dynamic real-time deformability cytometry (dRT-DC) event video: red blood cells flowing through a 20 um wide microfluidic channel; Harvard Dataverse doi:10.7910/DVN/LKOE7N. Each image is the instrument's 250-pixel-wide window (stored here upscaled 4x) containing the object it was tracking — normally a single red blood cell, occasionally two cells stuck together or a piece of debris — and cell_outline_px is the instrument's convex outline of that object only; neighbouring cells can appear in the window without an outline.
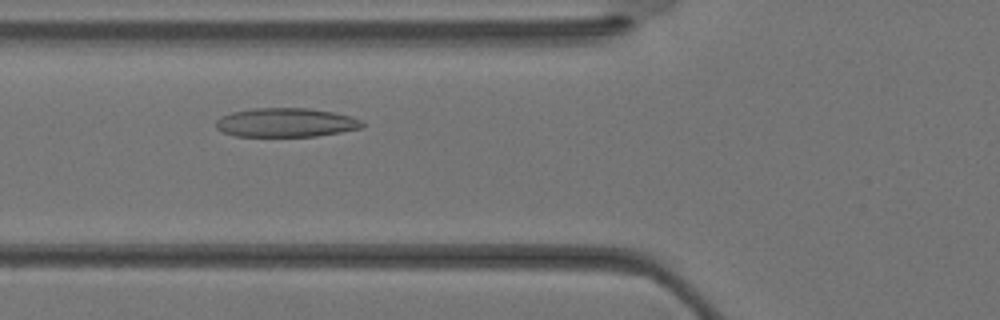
{"species": "Egyptian fruit bat (a non-hibernating species)", "species_latin": "Rousettus aegyptiacus", "temperature_condition": "warm", "stored_images_in_passage": 32, "camera_frame_rate_fps": 3000, "um_per_image_px": 0.085, "animal": {"sex": "female"}, "frame": {"image": 1, "passage_image": 9, "time_ms": 2.667, "image_size_px": [1000, 320], "cell_outline_px": [[364, 124], [360, 128], [340, 132], [316, 136], [236, 136], [220, 132], [216, 128], [216, 120], [220, 116], [232, 112], [256, 108], [308, 108], [332, 112], [352, 116], [364, 120]], "centroid_in_image_um": [24.29, 10.41], "position_along_channel_um": 101.5, "area_um2": 24.8}}
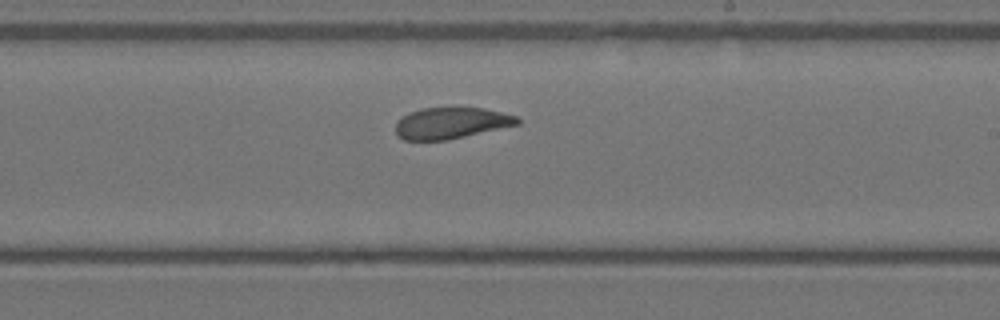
{"frame": {"image": 2, "passage_image": 17, "time_ms": 5.333, "image_size_px": [1000, 320], "cell_outline_px": [[520, 124], [448, 140], [404, 140], [396, 132], [396, 120], [408, 112], [420, 108], [484, 108], [516, 116], [520, 120]], "centroid_in_image_um": [38.32, 10.46], "position_along_channel_um": 250.7, "area_um2": 22.2}}
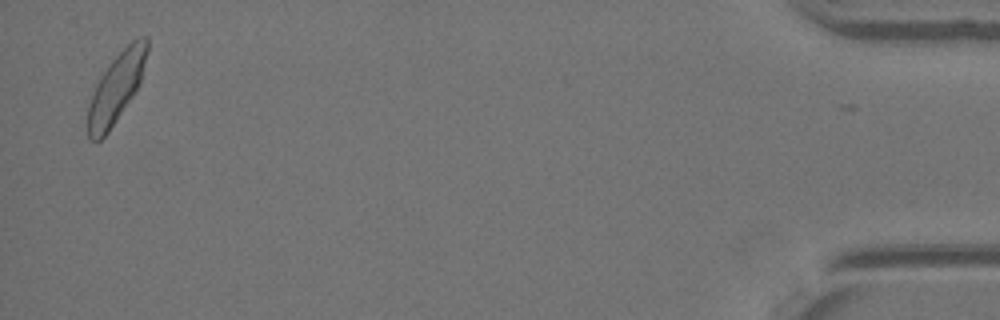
{"frame": {"image": 3, "passage_image": 31, "time_ms": 10.0, "image_size_px": [1000, 320], "cell_outline_px": [[148, 48], [140, 84], [136, 92], [108, 132], [100, 140], [92, 140], [88, 136], [88, 104], [96, 84], [112, 60], [132, 40], [140, 36], [148, 36]], "centroid_in_image_um": [9.9, 7.46], "position_along_channel_um": 425.3, "area_um2": 23.7}}